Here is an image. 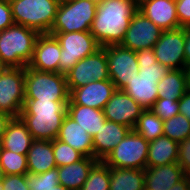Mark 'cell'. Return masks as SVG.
Masks as SVG:
<instances>
[{"mask_svg": "<svg viewBox=\"0 0 190 190\" xmlns=\"http://www.w3.org/2000/svg\"><path fill=\"white\" fill-rule=\"evenodd\" d=\"M137 11L134 0H101L90 33L100 47L119 45Z\"/></svg>", "mask_w": 190, "mask_h": 190, "instance_id": "cell-1", "label": "cell"}, {"mask_svg": "<svg viewBox=\"0 0 190 190\" xmlns=\"http://www.w3.org/2000/svg\"><path fill=\"white\" fill-rule=\"evenodd\" d=\"M69 101L25 99L20 118L34 140H54L67 115Z\"/></svg>", "mask_w": 190, "mask_h": 190, "instance_id": "cell-2", "label": "cell"}, {"mask_svg": "<svg viewBox=\"0 0 190 190\" xmlns=\"http://www.w3.org/2000/svg\"><path fill=\"white\" fill-rule=\"evenodd\" d=\"M139 65L135 75L123 89L143 109H151L158 99L157 83L170 71L167 66L157 62L153 48L136 51Z\"/></svg>", "mask_w": 190, "mask_h": 190, "instance_id": "cell-3", "label": "cell"}, {"mask_svg": "<svg viewBox=\"0 0 190 190\" xmlns=\"http://www.w3.org/2000/svg\"><path fill=\"white\" fill-rule=\"evenodd\" d=\"M40 34L26 26L13 24L0 32V60L10 68L28 66Z\"/></svg>", "mask_w": 190, "mask_h": 190, "instance_id": "cell-4", "label": "cell"}, {"mask_svg": "<svg viewBox=\"0 0 190 190\" xmlns=\"http://www.w3.org/2000/svg\"><path fill=\"white\" fill-rule=\"evenodd\" d=\"M59 3V0L9 1L14 23L31 28L39 34H49Z\"/></svg>", "mask_w": 190, "mask_h": 190, "instance_id": "cell-5", "label": "cell"}, {"mask_svg": "<svg viewBox=\"0 0 190 190\" xmlns=\"http://www.w3.org/2000/svg\"><path fill=\"white\" fill-rule=\"evenodd\" d=\"M25 99L69 101L70 91L66 75L54 72H41L25 67Z\"/></svg>", "mask_w": 190, "mask_h": 190, "instance_id": "cell-6", "label": "cell"}, {"mask_svg": "<svg viewBox=\"0 0 190 190\" xmlns=\"http://www.w3.org/2000/svg\"><path fill=\"white\" fill-rule=\"evenodd\" d=\"M98 3L94 0H76L59 3L50 32L90 31Z\"/></svg>", "mask_w": 190, "mask_h": 190, "instance_id": "cell-7", "label": "cell"}, {"mask_svg": "<svg viewBox=\"0 0 190 190\" xmlns=\"http://www.w3.org/2000/svg\"><path fill=\"white\" fill-rule=\"evenodd\" d=\"M61 45L59 73L66 74L78 61L94 54L100 45L90 31L49 32Z\"/></svg>", "mask_w": 190, "mask_h": 190, "instance_id": "cell-8", "label": "cell"}, {"mask_svg": "<svg viewBox=\"0 0 190 190\" xmlns=\"http://www.w3.org/2000/svg\"><path fill=\"white\" fill-rule=\"evenodd\" d=\"M148 147L149 141L133 129L116 145L103 162L109 167L145 169Z\"/></svg>", "mask_w": 190, "mask_h": 190, "instance_id": "cell-9", "label": "cell"}, {"mask_svg": "<svg viewBox=\"0 0 190 190\" xmlns=\"http://www.w3.org/2000/svg\"><path fill=\"white\" fill-rule=\"evenodd\" d=\"M25 67H8L0 75V111L19 117L25 101Z\"/></svg>", "mask_w": 190, "mask_h": 190, "instance_id": "cell-10", "label": "cell"}, {"mask_svg": "<svg viewBox=\"0 0 190 190\" xmlns=\"http://www.w3.org/2000/svg\"><path fill=\"white\" fill-rule=\"evenodd\" d=\"M65 75L69 91L93 81L109 80L105 50L101 47L94 54L81 59Z\"/></svg>", "mask_w": 190, "mask_h": 190, "instance_id": "cell-11", "label": "cell"}, {"mask_svg": "<svg viewBox=\"0 0 190 190\" xmlns=\"http://www.w3.org/2000/svg\"><path fill=\"white\" fill-rule=\"evenodd\" d=\"M107 55L108 73L116 89L123 90L135 75H138L139 65L136 52L119 45L102 47Z\"/></svg>", "mask_w": 190, "mask_h": 190, "instance_id": "cell-12", "label": "cell"}, {"mask_svg": "<svg viewBox=\"0 0 190 190\" xmlns=\"http://www.w3.org/2000/svg\"><path fill=\"white\" fill-rule=\"evenodd\" d=\"M184 27L163 30L153 50L157 62L169 69L185 70Z\"/></svg>", "mask_w": 190, "mask_h": 190, "instance_id": "cell-13", "label": "cell"}, {"mask_svg": "<svg viewBox=\"0 0 190 190\" xmlns=\"http://www.w3.org/2000/svg\"><path fill=\"white\" fill-rule=\"evenodd\" d=\"M162 31L150 19L137 11L131 18L120 45L135 52L151 49L159 40Z\"/></svg>", "mask_w": 190, "mask_h": 190, "instance_id": "cell-14", "label": "cell"}, {"mask_svg": "<svg viewBox=\"0 0 190 190\" xmlns=\"http://www.w3.org/2000/svg\"><path fill=\"white\" fill-rule=\"evenodd\" d=\"M143 109L123 90H116L103 108L107 121L119 123L133 130Z\"/></svg>", "mask_w": 190, "mask_h": 190, "instance_id": "cell-15", "label": "cell"}, {"mask_svg": "<svg viewBox=\"0 0 190 190\" xmlns=\"http://www.w3.org/2000/svg\"><path fill=\"white\" fill-rule=\"evenodd\" d=\"M116 90L115 84L110 79L93 81L85 86L72 89L67 105H82L103 110Z\"/></svg>", "mask_w": 190, "mask_h": 190, "instance_id": "cell-16", "label": "cell"}, {"mask_svg": "<svg viewBox=\"0 0 190 190\" xmlns=\"http://www.w3.org/2000/svg\"><path fill=\"white\" fill-rule=\"evenodd\" d=\"M61 45L55 36L40 34L35 42L33 58L28 66L41 72L59 73Z\"/></svg>", "mask_w": 190, "mask_h": 190, "instance_id": "cell-17", "label": "cell"}, {"mask_svg": "<svg viewBox=\"0 0 190 190\" xmlns=\"http://www.w3.org/2000/svg\"><path fill=\"white\" fill-rule=\"evenodd\" d=\"M138 11L162 30L180 28L175 0H149L141 4Z\"/></svg>", "mask_w": 190, "mask_h": 190, "instance_id": "cell-18", "label": "cell"}, {"mask_svg": "<svg viewBox=\"0 0 190 190\" xmlns=\"http://www.w3.org/2000/svg\"><path fill=\"white\" fill-rule=\"evenodd\" d=\"M130 130L125 125L106 120L92 137L94 158L103 161Z\"/></svg>", "mask_w": 190, "mask_h": 190, "instance_id": "cell-19", "label": "cell"}, {"mask_svg": "<svg viewBox=\"0 0 190 190\" xmlns=\"http://www.w3.org/2000/svg\"><path fill=\"white\" fill-rule=\"evenodd\" d=\"M56 139L70 145L84 157L94 158L91 135L68 115L65 116Z\"/></svg>", "mask_w": 190, "mask_h": 190, "instance_id": "cell-20", "label": "cell"}, {"mask_svg": "<svg viewBox=\"0 0 190 190\" xmlns=\"http://www.w3.org/2000/svg\"><path fill=\"white\" fill-rule=\"evenodd\" d=\"M33 141V136L22 119L20 117H12L7 124L0 146L2 149L27 155Z\"/></svg>", "mask_w": 190, "mask_h": 190, "instance_id": "cell-21", "label": "cell"}, {"mask_svg": "<svg viewBox=\"0 0 190 190\" xmlns=\"http://www.w3.org/2000/svg\"><path fill=\"white\" fill-rule=\"evenodd\" d=\"M178 163L145 168V190H169L184 177Z\"/></svg>", "mask_w": 190, "mask_h": 190, "instance_id": "cell-22", "label": "cell"}, {"mask_svg": "<svg viewBox=\"0 0 190 190\" xmlns=\"http://www.w3.org/2000/svg\"><path fill=\"white\" fill-rule=\"evenodd\" d=\"M26 157L28 173L33 175L45 173L57 167L50 140H34Z\"/></svg>", "mask_w": 190, "mask_h": 190, "instance_id": "cell-23", "label": "cell"}, {"mask_svg": "<svg viewBox=\"0 0 190 190\" xmlns=\"http://www.w3.org/2000/svg\"><path fill=\"white\" fill-rule=\"evenodd\" d=\"M97 161L96 158L83 157L78 162L57 167L59 184L69 190H80L88 178L90 169Z\"/></svg>", "mask_w": 190, "mask_h": 190, "instance_id": "cell-24", "label": "cell"}, {"mask_svg": "<svg viewBox=\"0 0 190 190\" xmlns=\"http://www.w3.org/2000/svg\"><path fill=\"white\" fill-rule=\"evenodd\" d=\"M178 147L179 143L164 135L149 141L146 167L178 163Z\"/></svg>", "mask_w": 190, "mask_h": 190, "instance_id": "cell-25", "label": "cell"}, {"mask_svg": "<svg viewBox=\"0 0 190 190\" xmlns=\"http://www.w3.org/2000/svg\"><path fill=\"white\" fill-rule=\"evenodd\" d=\"M145 169L110 167L109 190H145Z\"/></svg>", "mask_w": 190, "mask_h": 190, "instance_id": "cell-26", "label": "cell"}, {"mask_svg": "<svg viewBox=\"0 0 190 190\" xmlns=\"http://www.w3.org/2000/svg\"><path fill=\"white\" fill-rule=\"evenodd\" d=\"M67 115L81 125L91 137L97 134L106 121L103 110L82 105H67Z\"/></svg>", "mask_w": 190, "mask_h": 190, "instance_id": "cell-27", "label": "cell"}, {"mask_svg": "<svg viewBox=\"0 0 190 190\" xmlns=\"http://www.w3.org/2000/svg\"><path fill=\"white\" fill-rule=\"evenodd\" d=\"M158 98L180 100L187 91L185 70L170 69L157 83Z\"/></svg>", "mask_w": 190, "mask_h": 190, "instance_id": "cell-28", "label": "cell"}, {"mask_svg": "<svg viewBox=\"0 0 190 190\" xmlns=\"http://www.w3.org/2000/svg\"><path fill=\"white\" fill-rule=\"evenodd\" d=\"M134 130L145 140L152 141L163 136V120H161L151 109L144 110Z\"/></svg>", "mask_w": 190, "mask_h": 190, "instance_id": "cell-29", "label": "cell"}, {"mask_svg": "<svg viewBox=\"0 0 190 190\" xmlns=\"http://www.w3.org/2000/svg\"><path fill=\"white\" fill-rule=\"evenodd\" d=\"M110 167L97 161L89 171L88 178L80 190H109Z\"/></svg>", "mask_w": 190, "mask_h": 190, "instance_id": "cell-30", "label": "cell"}, {"mask_svg": "<svg viewBox=\"0 0 190 190\" xmlns=\"http://www.w3.org/2000/svg\"><path fill=\"white\" fill-rule=\"evenodd\" d=\"M163 135L180 143L190 136V120L182 114H177L163 121Z\"/></svg>", "mask_w": 190, "mask_h": 190, "instance_id": "cell-31", "label": "cell"}, {"mask_svg": "<svg viewBox=\"0 0 190 190\" xmlns=\"http://www.w3.org/2000/svg\"><path fill=\"white\" fill-rule=\"evenodd\" d=\"M0 165L5 175H26L28 173L26 155L7 149H0Z\"/></svg>", "mask_w": 190, "mask_h": 190, "instance_id": "cell-32", "label": "cell"}, {"mask_svg": "<svg viewBox=\"0 0 190 190\" xmlns=\"http://www.w3.org/2000/svg\"><path fill=\"white\" fill-rule=\"evenodd\" d=\"M26 180L30 190H54L59 184L58 168L36 175L27 173Z\"/></svg>", "mask_w": 190, "mask_h": 190, "instance_id": "cell-33", "label": "cell"}, {"mask_svg": "<svg viewBox=\"0 0 190 190\" xmlns=\"http://www.w3.org/2000/svg\"><path fill=\"white\" fill-rule=\"evenodd\" d=\"M52 149L57 167L78 162L84 157L70 145L58 139L52 140Z\"/></svg>", "mask_w": 190, "mask_h": 190, "instance_id": "cell-34", "label": "cell"}, {"mask_svg": "<svg viewBox=\"0 0 190 190\" xmlns=\"http://www.w3.org/2000/svg\"><path fill=\"white\" fill-rule=\"evenodd\" d=\"M179 100L158 98L151 110L163 121L179 114Z\"/></svg>", "mask_w": 190, "mask_h": 190, "instance_id": "cell-35", "label": "cell"}, {"mask_svg": "<svg viewBox=\"0 0 190 190\" xmlns=\"http://www.w3.org/2000/svg\"><path fill=\"white\" fill-rule=\"evenodd\" d=\"M1 184L3 190H30L26 175H5Z\"/></svg>", "mask_w": 190, "mask_h": 190, "instance_id": "cell-36", "label": "cell"}, {"mask_svg": "<svg viewBox=\"0 0 190 190\" xmlns=\"http://www.w3.org/2000/svg\"><path fill=\"white\" fill-rule=\"evenodd\" d=\"M178 149V165L184 175L190 174V136L179 143Z\"/></svg>", "mask_w": 190, "mask_h": 190, "instance_id": "cell-37", "label": "cell"}, {"mask_svg": "<svg viewBox=\"0 0 190 190\" xmlns=\"http://www.w3.org/2000/svg\"><path fill=\"white\" fill-rule=\"evenodd\" d=\"M180 27L190 26V0H175Z\"/></svg>", "mask_w": 190, "mask_h": 190, "instance_id": "cell-38", "label": "cell"}, {"mask_svg": "<svg viewBox=\"0 0 190 190\" xmlns=\"http://www.w3.org/2000/svg\"><path fill=\"white\" fill-rule=\"evenodd\" d=\"M13 24L14 21L9 2L0 1V32Z\"/></svg>", "mask_w": 190, "mask_h": 190, "instance_id": "cell-39", "label": "cell"}, {"mask_svg": "<svg viewBox=\"0 0 190 190\" xmlns=\"http://www.w3.org/2000/svg\"><path fill=\"white\" fill-rule=\"evenodd\" d=\"M179 102V114H182L190 120V91H186L180 98Z\"/></svg>", "mask_w": 190, "mask_h": 190, "instance_id": "cell-40", "label": "cell"}, {"mask_svg": "<svg viewBox=\"0 0 190 190\" xmlns=\"http://www.w3.org/2000/svg\"><path fill=\"white\" fill-rule=\"evenodd\" d=\"M184 36H185L184 54H185V64L187 69L190 68V26L184 27Z\"/></svg>", "mask_w": 190, "mask_h": 190, "instance_id": "cell-41", "label": "cell"}, {"mask_svg": "<svg viewBox=\"0 0 190 190\" xmlns=\"http://www.w3.org/2000/svg\"><path fill=\"white\" fill-rule=\"evenodd\" d=\"M11 119L12 117L9 114L0 111V141L5 133L7 124Z\"/></svg>", "mask_w": 190, "mask_h": 190, "instance_id": "cell-42", "label": "cell"}, {"mask_svg": "<svg viewBox=\"0 0 190 190\" xmlns=\"http://www.w3.org/2000/svg\"><path fill=\"white\" fill-rule=\"evenodd\" d=\"M187 77V90L190 91V68L185 69Z\"/></svg>", "mask_w": 190, "mask_h": 190, "instance_id": "cell-43", "label": "cell"}, {"mask_svg": "<svg viewBox=\"0 0 190 190\" xmlns=\"http://www.w3.org/2000/svg\"><path fill=\"white\" fill-rule=\"evenodd\" d=\"M8 68L7 65H5L1 60H0V75Z\"/></svg>", "mask_w": 190, "mask_h": 190, "instance_id": "cell-44", "label": "cell"}, {"mask_svg": "<svg viewBox=\"0 0 190 190\" xmlns=\"http://www.w3.org/2000/svg\"><path fill=\"white\" fill-rule=\"evenodd\" d=\"M54 190H69V189L65 188L61 184H58L57 186L54 187Z\"/></svg>", "mask_w": 190, "mask_h": 190, "instance_id": "cell-45", "label": "cell"}, {"mask_svg": "<svg viewBox=\"0 0 190 190\" xmlns=\"http://www.w3.org/2000/svg\"><path fill=\"white\" fill-rule=\"evenodd\" d=\"M146 1H149V0H134V2L137 5V7H139L141 4H143Z\"/></svg>", "mask_w": 190, "mask_h": 190, "instance_id": "cell-46", "label": "cell"}, {"mask_svg": "<svg viewBox=\"0 0 190 190\" xmlns=\"http://www.w3.org/2000/svg\"><path fill=\"white\" fill-rule=\"evenodd\" d=\"M4 176H5V174H4V172H3V168H2V166L0 165V182H2V180L4 179Z\"/></svg>", "mask_w": 190, "mask_h": 190, "instance_id": "cell-47", "label": "cell"}, {"mask_svg": "<svg viewBox=\"0 0 190 190\" xmlns=\"http://www.w3.org/2000/svg\"><path fill=\"white\" fill-rule=\"evenodd\" d=\"M72 1H76V0H59L60 3L72 2ZM94 1L97 3L101 2V0H94Z\"/></svg>", "mask_w": 190, "mask_h": 190, "instance_id": "cell-48", "label": "cell"}, {"mask_svg": "<svg viewBox=\"0 0 190 190\" xmlns=\"http://www.w3.org/2000/svg\"><path fill=\"white\" fill-rule=\"evenodd\" d=\"M186 180H187V183H188V188L190 190V174L186 175Z\"/></svg>", "mask_w": 190, "mask_h": 190, "instance_id": "cell-49", "label": "cell"}, {"mask_svg": "<svg viewBox=\"0 0 190 190\" xmlns=\"http://www.w3.org/2000/svg\"><path fill=\"white\" fill-rule=\"evenodd\" d=\"M0 190H3V187H2V184H1V182H0Z\"/></svg>", "mask_w": 190, "mask_h": 190, "instance_id": "cell-50", "label": "cell"}]
</instances>
